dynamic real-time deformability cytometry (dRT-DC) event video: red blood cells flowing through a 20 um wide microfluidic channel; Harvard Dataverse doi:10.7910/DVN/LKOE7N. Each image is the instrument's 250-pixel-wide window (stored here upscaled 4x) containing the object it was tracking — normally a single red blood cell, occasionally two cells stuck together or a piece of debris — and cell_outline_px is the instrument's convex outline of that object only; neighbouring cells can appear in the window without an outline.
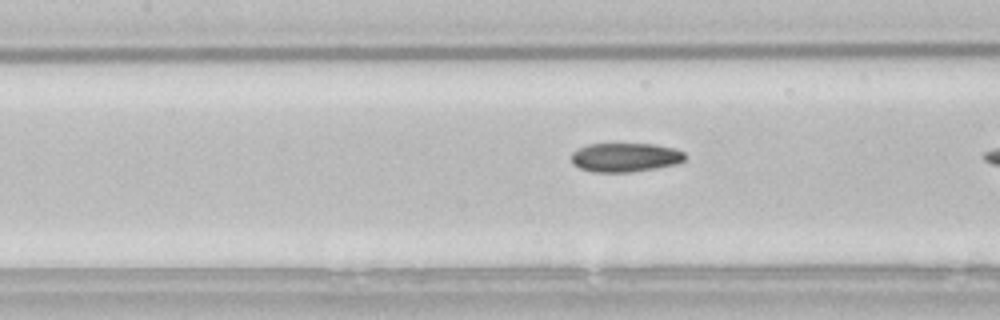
{"species": "common noctule bat (a hibernating species)", "species_latin": "Nyctalus noctula", "temperature_condition": "room temperature", "stored_images_in_passage": 13, "camera_frame_rate_fps": 3000, "um_per_image_px": 0.085, "animal": {"sex": "male", "body_mass_g": 21.5, "forearm_length_mm": 52.0}, "frame": {"image": 1, "passage_image": 11, "time_ms": 3.333, "image_size_px": [1000, 320], "cell_outline_px": [[684, 160], [676, 164], [656, 168], [632, 172], [596, 172], [580, 168], [572, 164], [572, 152], [588, 144], [656, 144], [676, 148], [684, 152]], "centroid_in_image_um": [53.16, 13.37], "position_along_channel_um": 154.2, "area_um2": 19.19}}